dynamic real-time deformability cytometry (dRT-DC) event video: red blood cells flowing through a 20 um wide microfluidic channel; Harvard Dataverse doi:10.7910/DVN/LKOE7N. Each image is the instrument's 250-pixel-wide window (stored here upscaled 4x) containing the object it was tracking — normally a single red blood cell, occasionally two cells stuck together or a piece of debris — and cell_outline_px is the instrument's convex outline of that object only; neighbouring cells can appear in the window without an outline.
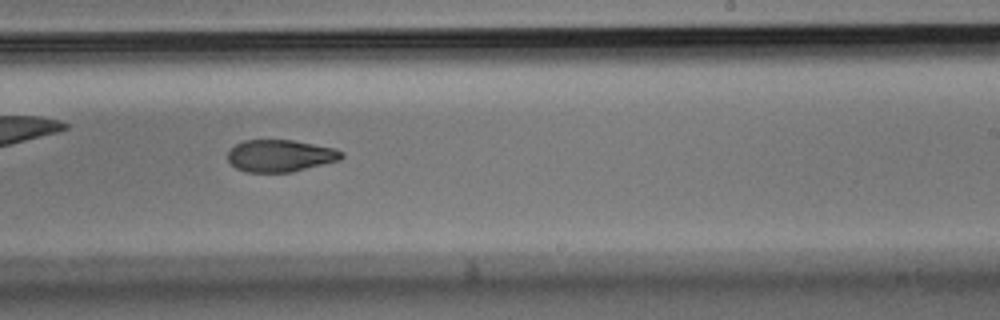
{"species": "Egyptian fruit bat (a non-hibernating species)", "species_latin": "Rousettus aegyptiacus", "temperature_condition": "room temperature", "stored_images_in_passage": 34, "camera_frame_rate_fps": 3000, "um_per_image_px": 0.085, "animal": {"sex": "male"}, "frame": {"image": 1, "passage_image": 20, "time_ms": 6.333, "image_size_px": [1000, 320], "cell_outline_px": [[344, 156], [340, 160], [292, 172], [248, 172], [236, 168], [228, 160], [228, 152], [236, 144], [244, 140], [292, 140], [336, 148], [344, 152]], "centroid_in_image_um": [23.85, 13.24], "position_along_channel_um": 265.1, "area_um2": 21.27}}
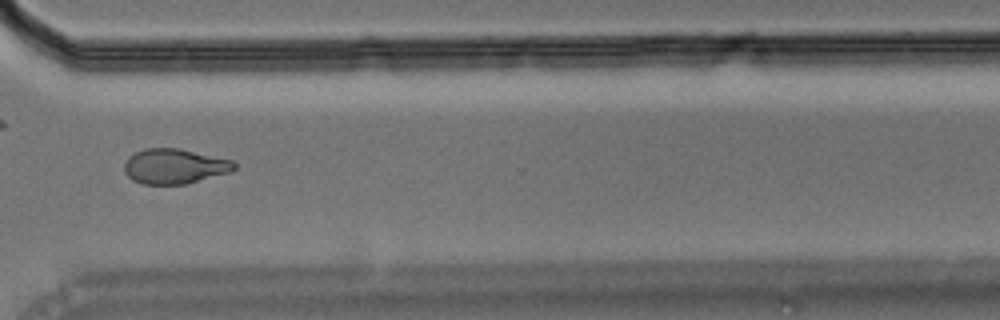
{"frame": {"image": 2, "passage_image": 25, "time_ms": 8.0, "image_size_px": [1000, 320], "cell_outline_px": [[236, 168], [228, 172], [184, 184], [144, 184], [132, 180], [124, 172], [124, 164], [128, 156], [144, 148], [180, 148], [232, 160], [236, 164]], "centroid_in_image_um": [14.79, 14.12], "position_along_channel_um": 355.8, "area_um2": 22.31}}